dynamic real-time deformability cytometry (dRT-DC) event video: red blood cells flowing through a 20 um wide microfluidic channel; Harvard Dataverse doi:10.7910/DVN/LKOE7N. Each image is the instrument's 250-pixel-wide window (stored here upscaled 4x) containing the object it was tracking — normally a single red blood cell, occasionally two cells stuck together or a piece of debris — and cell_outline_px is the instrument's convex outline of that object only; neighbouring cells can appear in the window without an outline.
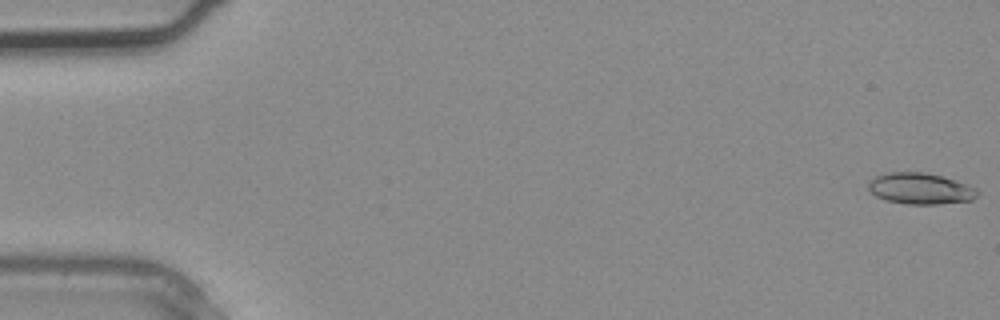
{"species": "common noctule bat (a hibernating species)", "species_latin": "Nyctalus noctula", "temperature_condition": "warm", "stored_images_in_passage": 2, "camera_frame_rate_fps": 3000, "um_per_image_px": 0.085, "animal": {"sex": "male", "body_mass_g": 20.4}, "frame": {"image": 1, "passage_image": 2, "time_ms": 0.333, "image_size_px": [1000, 320], "cell_outline_px": [[976, 196], [972, 200], [936, 204], [908, 204], [884, 200], [876, 196], [868, 188], [868, 180], [876, 176], [888, 172], [924, 172], [956, 180], [968, 184], [976, 188]], "centroid_in_image_um": [78.19, 16.02], "position_along_channel_um": 6.8, "area_um2": 19.77}}